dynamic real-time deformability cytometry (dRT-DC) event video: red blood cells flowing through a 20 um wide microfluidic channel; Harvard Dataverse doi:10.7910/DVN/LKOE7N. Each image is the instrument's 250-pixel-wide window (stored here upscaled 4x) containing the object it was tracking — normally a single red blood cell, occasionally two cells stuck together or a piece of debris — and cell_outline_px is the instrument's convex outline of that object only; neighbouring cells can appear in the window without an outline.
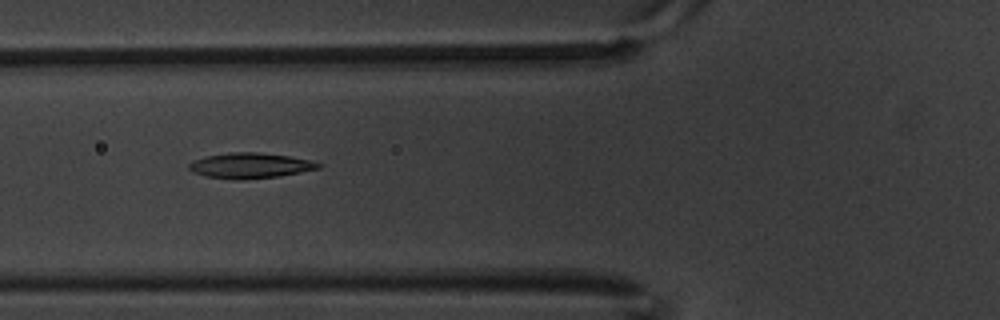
{"species": "common noctule bat (a hibernating species)", "species_latin": "Nyctalus noctula", "temperature_condition": "warm", "stored_images_in_passage": 4, "camera_frame_rate_fps": 3000, "um_per_image_px": 0.085, "animal": {"sex": "male", "body_mass_g": 20.1, "forearm_length_mm": 53.5}, "frame": {"image": 1, "passage_image": 3, "time_ms": 0.667, "image_size_px": [1000, 320], "cell_outline_px": [[324, 164], [320, 168], [280, 176], [236, 180], [232, 180], [204, 176], [192, 172], [188, 168], [188, 164], [192, 160], [204, 156], [228, 152], [256, 152], [288, 156], [312, 160]], "centroid_in_image_um": [21.23, 14.07], "position_along_channel_um": 104.6, "area_um2": 19.42}}
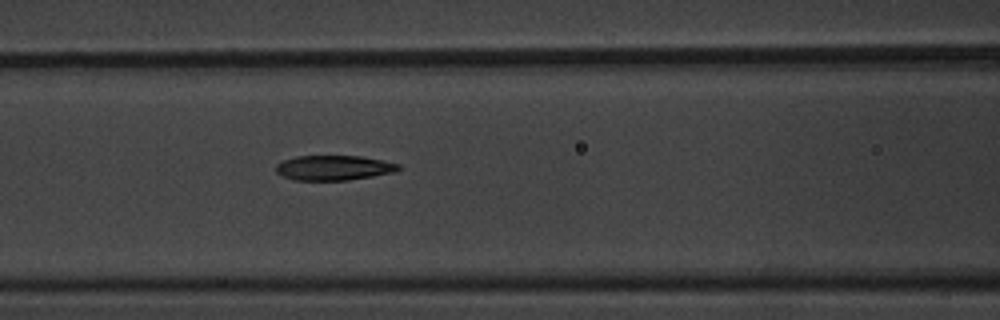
{"frame": {"image": 2, "passage_image": 4, "time_ms": 1.0, "image_size_px": [1000, 320], "cell_outline_px": [[400, 168], [396, 172], [348, 180], [292, 180], [276, 172], [276, 164], [284, 160], [296, 156], [360, 156], [400, 164]], "centroid_in_image_um": [28.36, 14.26], "position_along_channel_um": 138.2, "area_um2": 17.69}}